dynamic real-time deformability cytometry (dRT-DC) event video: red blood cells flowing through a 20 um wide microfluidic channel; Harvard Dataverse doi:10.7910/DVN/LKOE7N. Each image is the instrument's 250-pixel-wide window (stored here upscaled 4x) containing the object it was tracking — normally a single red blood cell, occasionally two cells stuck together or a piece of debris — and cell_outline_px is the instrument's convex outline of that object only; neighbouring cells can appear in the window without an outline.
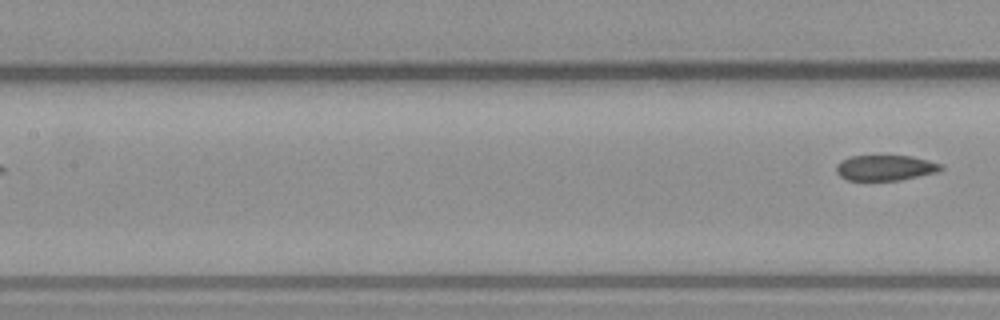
{"species": "common noctule bat (a hibernating species)", "species_latin": "Nyctalus noctula", "temperature_condition": "warm", "stored_images_in_passage": 6, "segment_of_instrument_passage": [2, 2], "camera_frame_rate_fps": 3000, "um_per_image_px": 0.085, "animal": {"sex": "male", "body_mass_g": 23.1, "forearm_length_mm": 52.7}, "frame": {"image": 1, "passage_image": 6, "time_ms": 7.0, "image_size_px": [1000, 320], "cell_outline_px": [[944, 168], [940, 172], [900, 180], [848, 180], [840, 176], [836, 172], [836, 164], [840, 160], [848, 156], [912, 156], [928, 160], [940, 164]], "centroid_in_image_um": [75.25, 14.26], "position_along_channel_um": 132.2, "area_um2": 15.66}}